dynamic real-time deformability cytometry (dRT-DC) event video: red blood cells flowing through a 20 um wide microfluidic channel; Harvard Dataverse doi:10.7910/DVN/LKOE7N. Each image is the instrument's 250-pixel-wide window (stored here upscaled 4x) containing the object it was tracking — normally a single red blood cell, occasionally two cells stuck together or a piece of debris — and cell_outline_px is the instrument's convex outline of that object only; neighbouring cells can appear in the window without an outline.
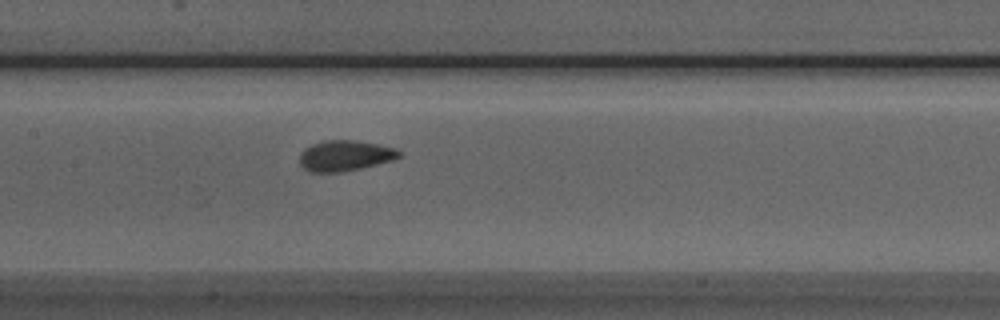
{"species": "Egyptian fruit bat (a non-hibernating species)", "species_latin": "Rousettus aegyptiacus", "temperature_condition": "room temperature", "stored_images_in_passage": 7, "camera_frame_rate_fps": 3000, "um_per_image_px": 0.085, "animal": {"sex": "male"}, "frame": {"image": 1, "passage_image": 7, "time_ms": 7.333, "image_size_px": [1000, 320], "cell_outline_px": [[400, 156], [392, 160], [360, 168], [340, 172], [312, 172], [304, 168], [300, 164], [300, 152], [304, 148], [312, 144], [324, 140], [352, 140], [376, 144], [396, 148], [400, 152]], "centroid_in_image_um": [29.29, 13.22], "position_along_channel_um": 178.1, "area_um2": 17.57}}